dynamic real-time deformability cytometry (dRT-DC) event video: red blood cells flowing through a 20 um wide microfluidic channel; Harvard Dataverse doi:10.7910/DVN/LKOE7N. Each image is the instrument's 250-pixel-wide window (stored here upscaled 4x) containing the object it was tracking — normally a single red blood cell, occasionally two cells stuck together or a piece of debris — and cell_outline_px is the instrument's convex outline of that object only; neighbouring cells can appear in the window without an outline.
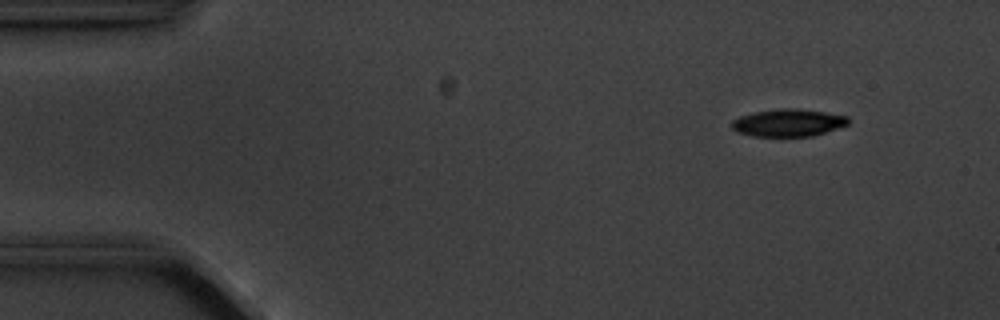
{"species": "common noctule bat (a hibernating species)", "species_latin": "Nyctalus noctula", "temperature_condition": "cold", "stored_images_in_passage": 6, "camera_frame_rate_fps": 3000, "um_per_image_px": 0.085, "animal": {"sex": "male", "body_mass_g": 20.1, "forearm_length_mm": 53.5}, "frame": {"image": 1, "passage_image": 2, "time_ms": 1.333, "image_size_px": [1000, 320], "cell_outline_px": [[848, 124], [812, 136], [752, 136], [736, 132], [728, 124], [732, 120], [740, 116], [752, 112], [780, 108], [796, 108], [824, 112], [848, 116]], "centroid_in_image_um": [66.92, 10.43], "position_along_channel_um": 18.1, "area_um2": 18.67}}
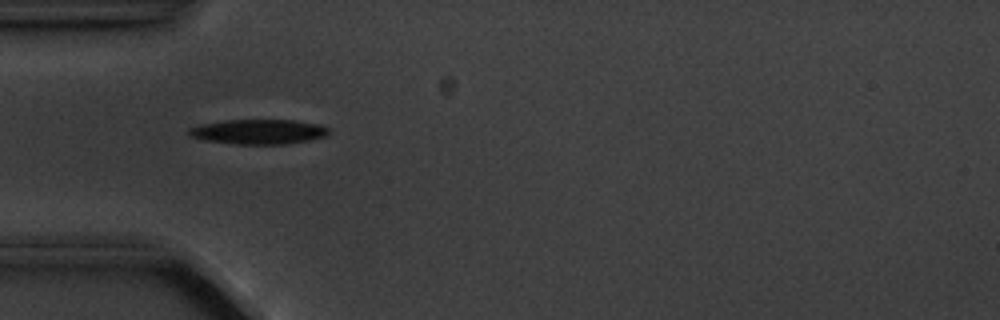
{"frame": {"image": 2, "passage_image": 5, "time_ms": 5.0, "image_size_px": [1000, 320], "cell_outline_px": [[328, 132], [324, 136], [308, 140], [284, 144], [236, 144], [204, 140], [192, 136], [188, 132], [188, 128], [200, 124], [224, 120], [296, 120], [320, 124], [328, 128]], "centroid_in_image_um": [21.95, 11.18], "position_along_channel_um": 63.0, "area_um2": 20.11}}